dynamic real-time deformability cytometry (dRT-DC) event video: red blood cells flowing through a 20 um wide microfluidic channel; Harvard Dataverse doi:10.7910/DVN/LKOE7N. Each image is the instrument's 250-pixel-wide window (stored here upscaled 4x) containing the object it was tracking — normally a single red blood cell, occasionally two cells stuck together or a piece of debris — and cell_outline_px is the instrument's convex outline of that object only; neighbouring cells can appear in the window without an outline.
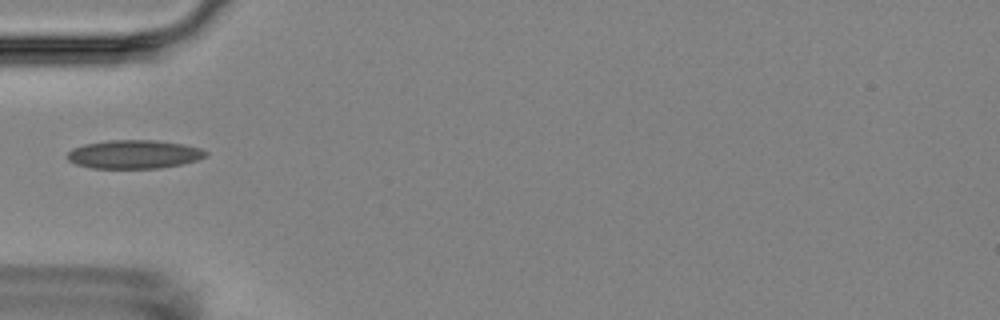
{"species": "Egyptian fruit bat (a non-hibernating species)", "species_latin": "Rousettus aegyptiacus", "temperature_condition": "room temperature", "stored_images_in_passage": 3, "camera_frame_rate_fps": 3000, "um_per_image_px": 0.085, "animal": {"sex": "female"}, "frame": {"image": 1, "passage_image": 3, "time_ms": 3.0, "image_size_px": [1000, 320], "cell_outline_px": [[208, 156], [184, 164], [160, 168], [92, 168], [76, 164], [68, 160], [64, 156], [72, 148], [84, 144], [108, 140], [156, 140], [184, 144], [200, 148], [208, 152]], "centroid_in_image_um": [11.39, 13.11], "position_along_channel_um": 73.6, "area_um2": 23.29}}